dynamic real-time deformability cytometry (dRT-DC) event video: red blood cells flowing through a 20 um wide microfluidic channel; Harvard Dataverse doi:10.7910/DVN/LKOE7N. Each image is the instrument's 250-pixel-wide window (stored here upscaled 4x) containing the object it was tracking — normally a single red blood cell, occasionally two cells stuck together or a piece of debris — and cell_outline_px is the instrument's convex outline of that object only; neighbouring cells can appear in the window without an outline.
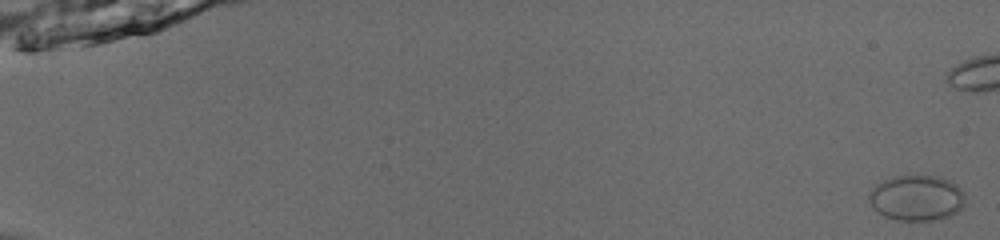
{"species": "common noctule bat (a hibernating species)", "species_latin": "Nyctalus noctula", "temperature_condition": "room temperature", "stored_images_in_passage": 22, "camera_frame_rate_fps": 3000, "um_per_image_px": 0.085, "animal": {"sex": "male", "body_mass_g": 13.0, "forearm_length_mm": 53.1}, "frame": {"image": 1, "passage_image": 1, "time_ms": 0.0, "image_size_px": [1000, 240], "cell_outline_px": [[964, 204], [952, 216], [940, 220], [896, 220], [884, 216], [872, 208], [868, 200], [868, 196], [876, 184], [892, 176], [940, 176], [956, 184], [964, 192]], "centroid_in_image_um": [77.91, 16.83], "position_along_channel_um": 7.1, "area_um2": 25.72}}